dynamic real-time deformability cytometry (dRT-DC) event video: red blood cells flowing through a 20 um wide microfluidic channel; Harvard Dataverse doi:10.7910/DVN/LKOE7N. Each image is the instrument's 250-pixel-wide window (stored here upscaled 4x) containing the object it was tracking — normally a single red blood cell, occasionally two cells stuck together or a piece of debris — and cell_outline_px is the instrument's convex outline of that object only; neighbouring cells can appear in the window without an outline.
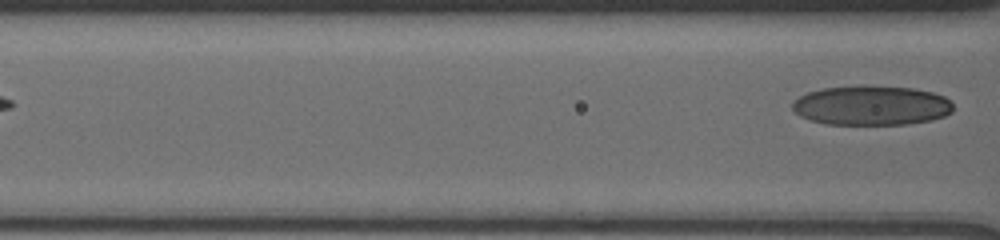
{"species": "human", "species_latin": "Homo sapiens", "temperature_condition": "cold", "stored_images_in_passage": 8, "segment_of_instrument_passage": [2, 2], "camera_frame_rate_fps": 3000, "um_per_image_px": 0.085, "donor": {"sex": "male"}, "frame": {"image": 1, "passage_image": 8, "time_ms": 3.667, "image_size_px": [1000, 240], "cell_outline_px": [[952, 112], [944, 116], [932, 120], [908, 124], [824, 124], [800, 116], [792, 108], [792, 100], [808, 92], [824, 88], [864, 84], [912, 88], [932, 92], [944, 96], [952, 104]], "centroid_in_image_um": [74.06, 8.95], "position_along_channel_um": 92.5, "area_um2": 37.4}}